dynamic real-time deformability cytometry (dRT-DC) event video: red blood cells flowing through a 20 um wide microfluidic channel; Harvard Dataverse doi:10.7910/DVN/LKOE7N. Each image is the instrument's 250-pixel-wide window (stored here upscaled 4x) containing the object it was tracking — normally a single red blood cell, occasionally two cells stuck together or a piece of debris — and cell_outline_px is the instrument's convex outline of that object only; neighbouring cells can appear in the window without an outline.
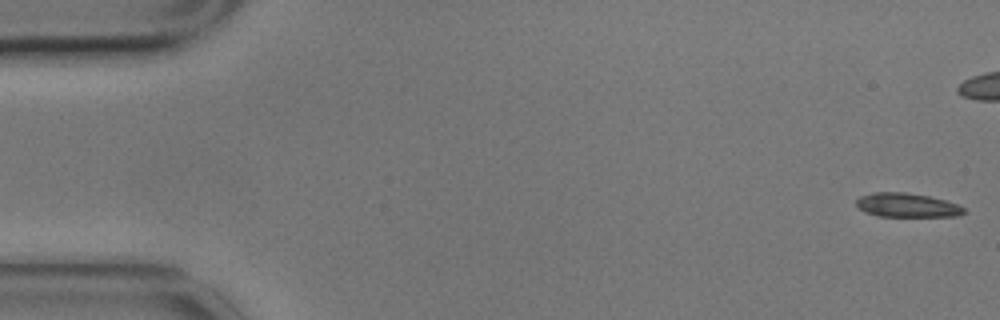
{"species": "common noctule bat (a hibernating species)", "species_latin": "Nyctalus noctula", "temperature_condition": "cold", "stored_images_in_passage": 6, "camera_frame_rate_fps": 3000, "um_per_image_px": 0.085, "animal": {"sex": "male", "body_mass_g": 17.9}, "frame": {"image": 1, "passage_image": 1, "time_ms": 0.0, "image_size_px": [1000, 320], "cell_outline_px": [[968, 212], [956, 216], [876, 216], [864, 212], [856, 204], [856, 200], [860, 196], [872, 192], [904, 192], [928, 196], [944, 200], [956, 204], [964, 208]], "centroid_in_image_um": [77.07, 17.44], "position_along_channel_um": 7.9, "area_um2": 15.03}}
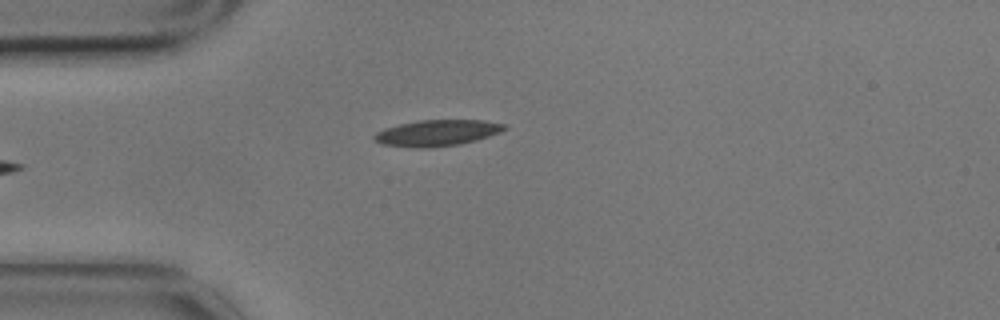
{"frame": {"image": 2, "passage_image": 6, "time_ms": 1.667, "image_size_px": [1000, 320], "cell_outline_px": [[508, 128], [500, 132], [476, 140], [460, 144], [428, 148], [416, 148], [380, 144], [372, 140], [372, 136], [376, 132], [384, 128], [400, 124], [420, 120], [484, 120], [508, 124]], "centroid_in_image_um": [37.14, 11.3], "position_along_channel_um": 47.9, "area_um2": 20.06}}